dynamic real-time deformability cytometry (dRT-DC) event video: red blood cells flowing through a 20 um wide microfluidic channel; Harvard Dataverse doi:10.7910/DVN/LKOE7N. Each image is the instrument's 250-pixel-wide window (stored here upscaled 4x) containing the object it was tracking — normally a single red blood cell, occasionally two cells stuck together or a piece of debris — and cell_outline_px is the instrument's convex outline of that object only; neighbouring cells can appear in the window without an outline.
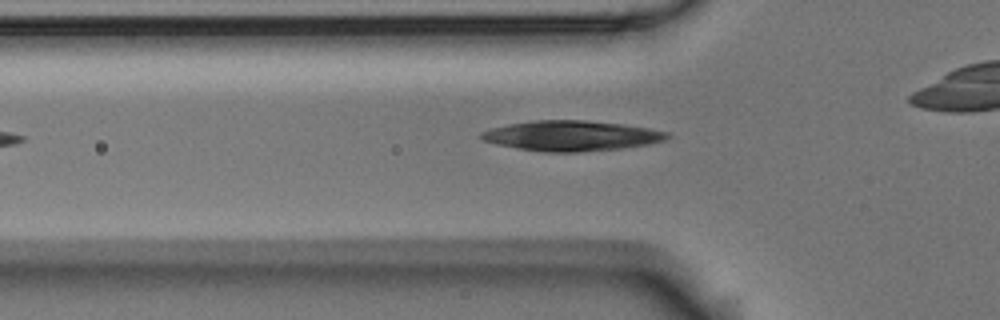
{"species": "Egyptian fruit bat (a non-hibernating species)", "species_latin": "Rousettus aegyptiacus", "temperature_condition": "room temperature", "stored_images_in_passage": 3, "camera_frame_rate_fps": 3000, "um_per_image_px": 0.085, "animal": {"sex": "male"}, "frame": {"image": 1, "passage_image": 3, "time_ms": 0.667, "image_size_px": [1000, 320], "cell_outline_px": [[672, 136], [664, 140], [648, 144], [624, 148], [576, 152], [544, 152], [516, 148], [496, 144], [484, 140], [480, 136], [480, 132], [492, 128], [508, 124], [536, 120], [584, 120], [620, 124], [648, 128], [668, 132]], "centroid_in_image_um": [48.57, 11.54], "position_along_channel_um": 77.2, "area_um2": 32.6}}